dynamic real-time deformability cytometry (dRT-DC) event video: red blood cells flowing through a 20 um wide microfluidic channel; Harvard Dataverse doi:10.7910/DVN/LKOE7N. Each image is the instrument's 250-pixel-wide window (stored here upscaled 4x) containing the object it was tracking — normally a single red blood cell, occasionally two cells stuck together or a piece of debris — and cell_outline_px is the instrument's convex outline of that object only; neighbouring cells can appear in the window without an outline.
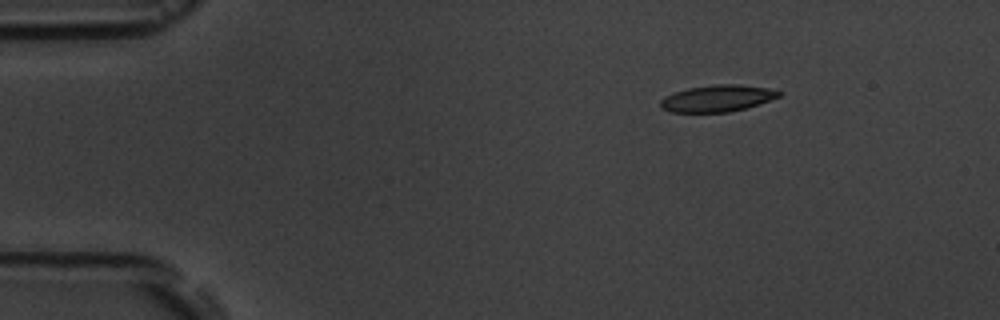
{"species": "common noctule bat (a hibernating species)", "species_latin": "Nyctalus noctula", "temperature_condition": "room temperature", "stored_images_in_passage": 3, "camera_frame_rate_fps": 3000, "um_per_image_px": 0.085, "animal": {"sex": "male", "body_mass_g": 19.5, "forearm_length_mm": 54.6}, "frame": {"image": 1, "passage_image": 1, "time_ms": 0.0, "image_size_px": [1000, 320], "cell_outline_px": [[784, 92], [780, 96], [744, 108], [728, 112], [672, 112], [660, 108], [660, 100], [664, 96], [688, 88], [716, 84], [740, 84], [768, 88]], "centroid_in_image_um": [60.95, 8.35], "position_along_channel_um": 24.1, "area_um2": 18.26}}